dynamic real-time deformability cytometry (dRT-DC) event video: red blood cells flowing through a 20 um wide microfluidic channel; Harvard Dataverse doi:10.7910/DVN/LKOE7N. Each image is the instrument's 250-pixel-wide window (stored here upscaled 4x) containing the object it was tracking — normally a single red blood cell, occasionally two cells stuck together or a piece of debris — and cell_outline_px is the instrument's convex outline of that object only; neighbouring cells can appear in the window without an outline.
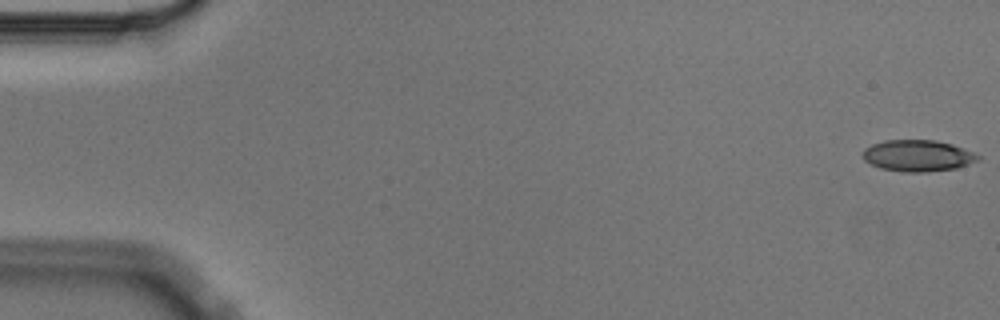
{"species": "Egyptian fruit bat (a non-hibernating species)", "species_latin": "Rousettus aegyptiacus", "temperature_condition": "cold", "stored_images_in_passage": 4, "camera_frame_rate_fps": 3000, "um_per_image_px": 0.085, "animal": {"sex": "male"}, "frame": {"image": 1, "passage_image": 1, "time_ms": 0.0, "image_size_px": [1000, 320], "cell_outline_px": [[980, 160], [956, 168], [924, 172], [904, 172], [880, 168], [864, 160], [864, 148], [872, 144], [884, 140], [936, 140], [952, 144], [972, 152], [980, 156]], "centroid_in_image_um": [78.01, 13.23], "position_along_channel_um": 7.0, "area_um2": 20.98}}
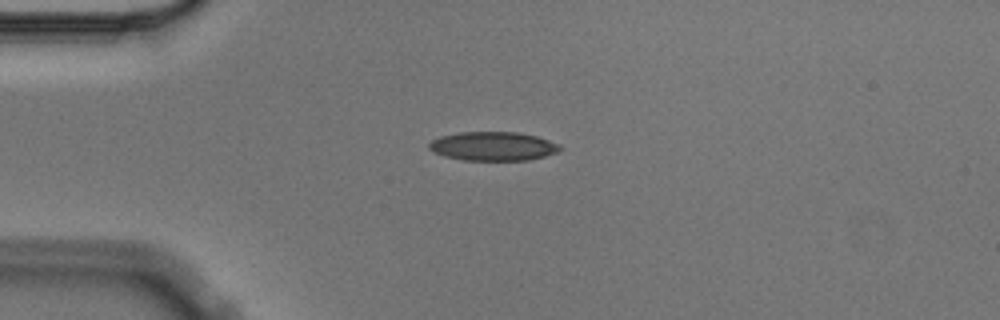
{"frame": {"image": 2, "passage_image": 4, "time_ms": 1.0, "image_size_px": [1000, 320], "cell_outline_px": [[564, 148], [556, 152], [544, 156], [528, 160], [464, 160], [444, 156], [432, 152], [428, 148], [428, 144], [432, 140], [440, 136], [460, 132], [520, 132], [536, 136], [560, 144]], "centroid_in_image_um": [41.9, 12.42], "position_along_channel_um": 43.1, "area_um2": 22.14}}